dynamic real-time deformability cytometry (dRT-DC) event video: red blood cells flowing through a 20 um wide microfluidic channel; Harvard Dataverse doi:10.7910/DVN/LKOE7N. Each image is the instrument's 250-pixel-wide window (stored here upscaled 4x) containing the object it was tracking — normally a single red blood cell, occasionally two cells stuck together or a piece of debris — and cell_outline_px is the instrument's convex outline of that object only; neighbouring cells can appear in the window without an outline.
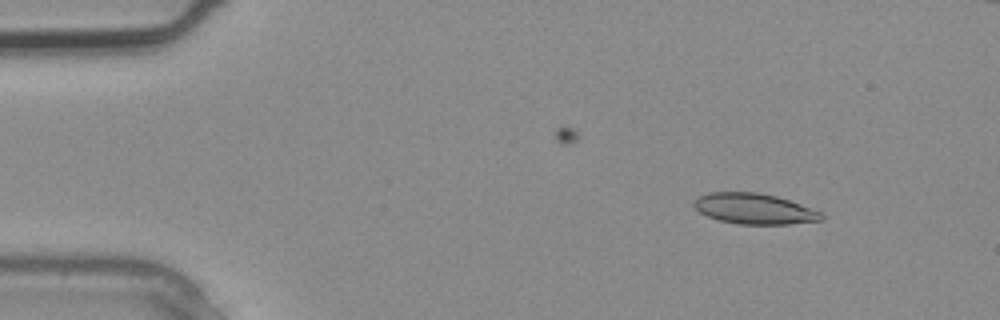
{"species": "common noctule bat (a hibernating species)", "species_latin": "Nyctalus noctula", "temperature_condition": "warm", "stored_images_in_passage": 3, "camera_frame_rate_fps": 3000, "um_per_image_px": 0.085, "animal": {"sex": "male", "body_mass_g": 20.4}, "frame": {"image": 1, "passage_image": 1, "time_ms": 0.0, "image_size_px": [1000, 320], "cell_outline_px": [[824, 220], [788, 224], [740, 224], [720, 220], [708, 216], [700, 212], [692, 204], [692, 200], [696, 196], [708, 192], [756, 192], [776, 196], [800, 204], [820, 212], [824, 216]], "centroid_in_image_um": [64.07, 17.73], "position_along_channel_um": 20.9, "area_um2": 22.72}}